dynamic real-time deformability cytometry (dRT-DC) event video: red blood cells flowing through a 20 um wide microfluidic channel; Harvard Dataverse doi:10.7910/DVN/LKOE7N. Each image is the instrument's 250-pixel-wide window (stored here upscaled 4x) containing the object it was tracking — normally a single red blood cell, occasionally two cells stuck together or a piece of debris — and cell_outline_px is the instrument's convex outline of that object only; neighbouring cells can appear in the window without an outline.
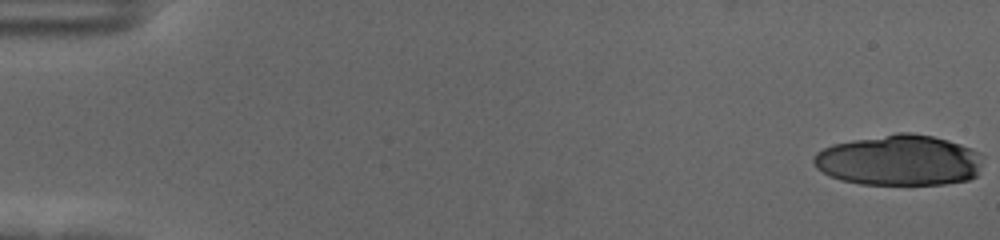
{"species": "human", "species_latin": "Homo sapiens", "temperature_condition": "cold", "stored_images_in_passage": 20, "camera_frame_rate_fps": 3000, "um_per_image_px": 0.085, "donor": {"sex": "female"}, "frame": {"image": 1, "passage_image": 1, "time_ms": 0.0, "image_size_px": [1000, 240], "cell_outline_px": [[980, 164], [976, 176], [968, 180], [944, 184], [860, 184], [840, 180], [816, 168], [812, 160], [812, 156], [816, 152], [832, 144], [852, 140], [896, 132], [908, 132], [932, 136], [948, 140], [972, 148], [980, 152]], "centroid_in_image_um": [76.41, 13.62], "position_along_channel_um": 8.6, "area_um2": 50.05}}
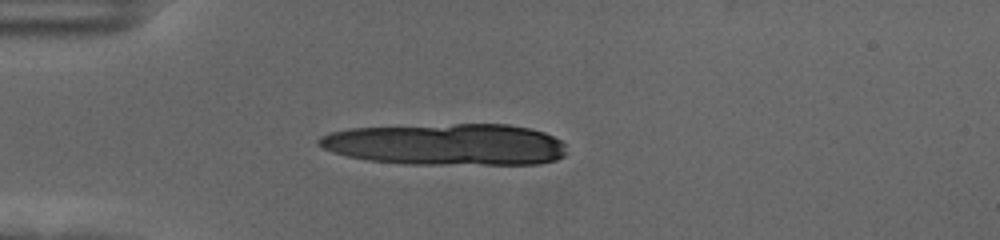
{"frame": {"image": 2, "passage_image": 16, "time_ms": 5.0, "image_size_px": [1000, 240], "cell_outline_px": [[568, 152], [564, 156], [556, 160], [540, 164], [404, 164], [368, 160], [348, 156], [332, 152], [316, 144], [316, 140], [320, 136], [332, 132], [348, 128], [456, 124], [508, 124], [532, 128], [544, 132], [560, 140], [564, 144]], "centroid_in_image_um": [37.95, 12.28], "position_along_channel_um": 47.0, "area_um2": 60.57}}